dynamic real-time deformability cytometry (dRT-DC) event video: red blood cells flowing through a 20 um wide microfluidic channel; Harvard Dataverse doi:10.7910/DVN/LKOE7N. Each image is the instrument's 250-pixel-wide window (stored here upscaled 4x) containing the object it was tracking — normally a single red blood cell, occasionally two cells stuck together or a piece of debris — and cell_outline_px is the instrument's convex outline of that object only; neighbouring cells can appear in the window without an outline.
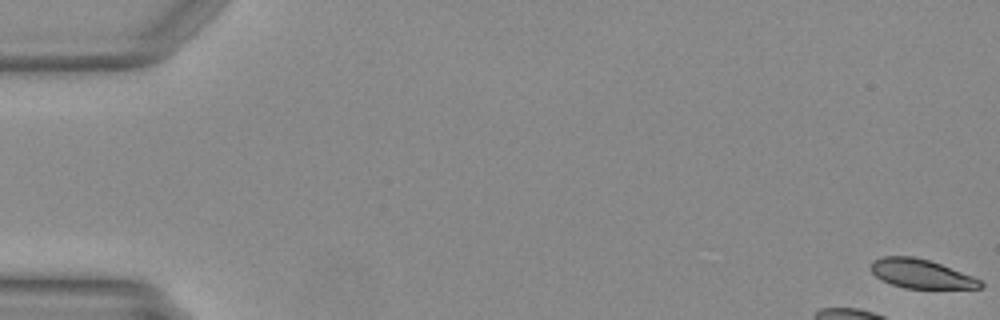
{"species": "Egyptian fruit bat (a non-hibernating species)", "species_latin": "Rousettus aegyptiacus", "temperature_condition": "warm", "stored_images_in_passage": 10, "camera_frame_rate_fps": 3000, "um_per_image_px": 0.085, "animal": {"sex": "female"}, "frame": {"image": 1, "passage_image": 1, "time_ms": 0.0, "image_size_px": [1000, 320], "cell_outline_px": [[984, 284], [980, 288], [904, 288], [880, 280], [872, 272], [872, 260], [884, 256], [912, 256], [928, 260], [940, 264], [972, 276], [980, 280]], "centroid_in_image_um": [78.27, 23.27], "position_along_channel_um": 6.7, "area_um2": 18.26}}